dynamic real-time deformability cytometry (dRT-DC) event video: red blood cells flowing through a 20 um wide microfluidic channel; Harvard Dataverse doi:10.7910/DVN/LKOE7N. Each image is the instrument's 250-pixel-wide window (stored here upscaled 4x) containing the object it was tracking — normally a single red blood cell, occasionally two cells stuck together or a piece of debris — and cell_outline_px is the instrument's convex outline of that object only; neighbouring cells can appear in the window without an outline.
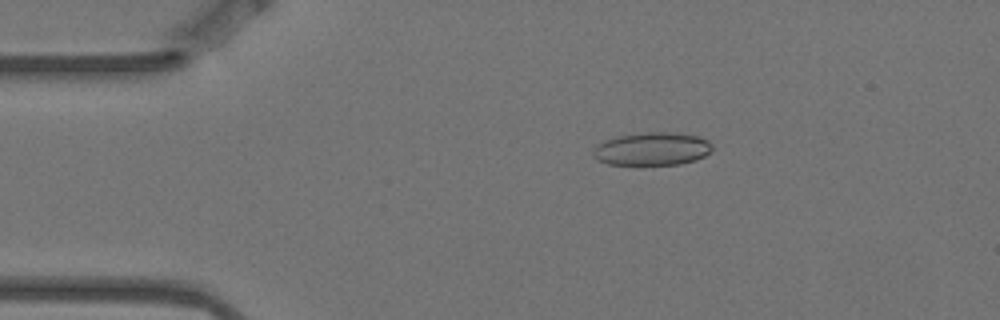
{"species": "Egyptian fruit bat (a non-hibernating species)", "species_latin": "Rousettus aegyptiacus", "temperature_condition": "warm", "stored_images_in_passage": 8, "camera_frame_rate_fps": 3000, "um_per_image_px": 0.085, "animal": {"sex": "female"}, "frame": {"image": 1, "passage_image": 2, "time_ms": 0.333, "image_size_px": [1000, 320], "cell_outline_px": [[712, 152], [696, 160], [680, 164], [608, 164], [596, 160], [592, 156], [592, 152], [604, 140], [620, 136], [648, 132], [680, 132], [700, 136], [708, 140], [712, 144]], "centroid_in_image_um": [55.49, 12.65], "position_along_channel_um": 29.5, "area_um2": 23.0}}
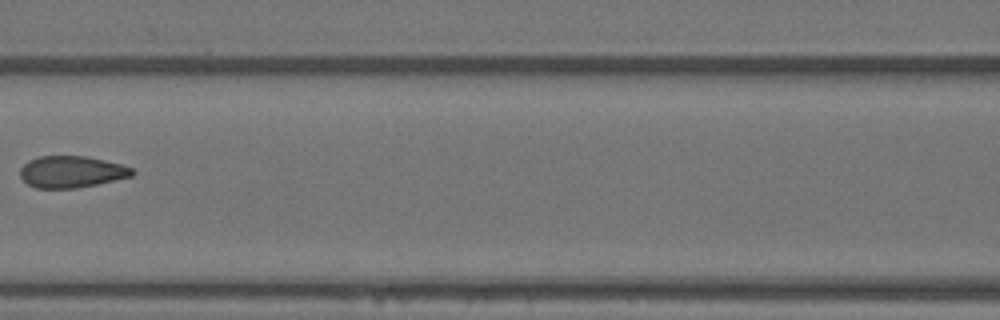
{"frame": {"image": 2, "passage_image": 6, "time_ms": 1.667, "image_size_px": [1000, 320], "cell_outline_px": [[136, 172], [132, 176], [96, 184], [76, 188], [36, 188], [28, 184], [20, 176], [20, 168], [24, 164], [40, 156], [84, 156], [104, 160], [120, 164], [132, 168]], "centroid_in_image_um": [6.08, 14.6], "position_along_channel_um": 160.5, "area_um2": 20.46}}
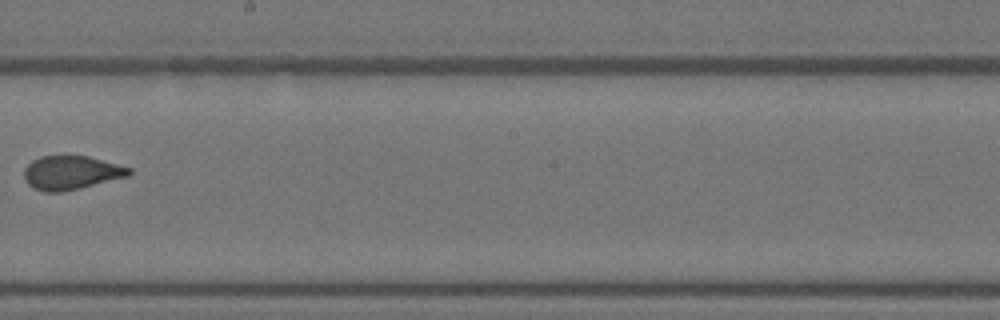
{"frame": {"image": 3, "passage_image": 8, "time_ms": 2.333, "image_size_px": [1000, 320], "cell_outline_px": [[132, 172], [128, 176], [80, 188], [60, 192], [44, 192], [32, 188], [28, 184], [24, 176], [24, 168], [32, 160], [40, 156], [64, 152], [88, 156], [132, 168]], "centroid_in_image_um": [6.01, 14.63], "position_along_channel_um": 242.2, "area_um2": 21.33}}